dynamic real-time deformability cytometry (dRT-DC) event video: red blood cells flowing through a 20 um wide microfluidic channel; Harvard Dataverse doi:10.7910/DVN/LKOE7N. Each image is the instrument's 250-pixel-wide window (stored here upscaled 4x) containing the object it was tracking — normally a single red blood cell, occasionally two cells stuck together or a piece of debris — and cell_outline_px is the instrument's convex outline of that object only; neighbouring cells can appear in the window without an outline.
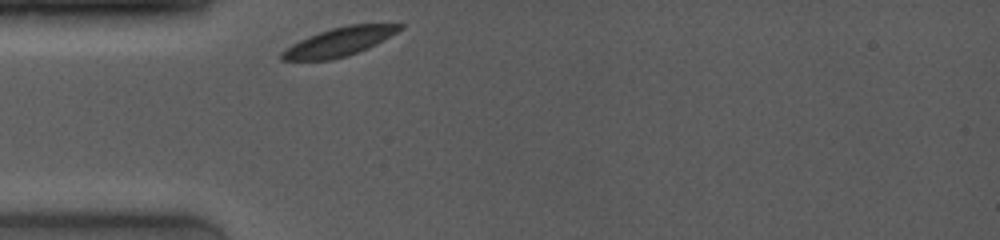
{"species": "common noctule bat (a hibernating species)", "species_latin": "Nyctalus noctula", "temperature_condition": "room temperature", "stored_images_in_passage": 29, "camera_frame_rate_fps": 4000, "um_per_image_px": 0.085, "animal": {"sex": "female", "body_mass_g": 19.0, "forearm_length_mm": 53.3}, "frame": {"image": 1, "passage_image": 1, "time_ms": 0.0, "image_size_px": [1000, 240], "cell_outline_px": [[404, 28], [376, 44], [368, 48], [348, 56], [328, 60], [280, 60], [280, 52], [292, 44], [308, 36], [332, 28], [348, 24], [404, 24]], "centroid_in_image_um": [28.83, 3.56], "position_along_channel_um": 56.2, "area_um2": 19.59}}
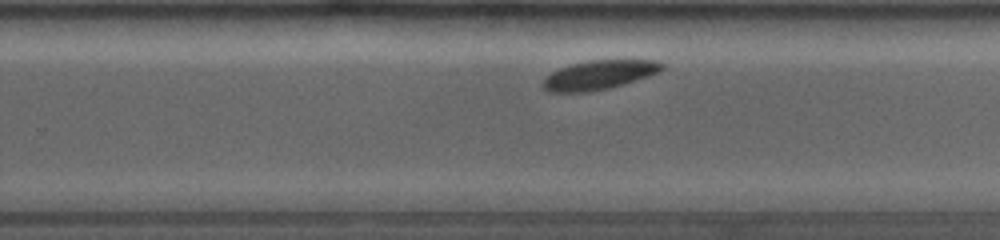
{"frame": {"image": 2, "passage_image": 18, "time_ms": 6.0, "image_size_px": [1000, 240], "cell_outline_px": [[664, 68], [660, 72], [648, 76], [608, 88], [588, 92], [548, 92], [540, 84], [540, 80], [552, 72], [560, 68], [572, 64], [588, 60], [656, 60], [664, 64]], "centroid_in_image_um": [50.88, 6.37], "position_along_channel_um": 278.9, "area_um2": 20.23}}
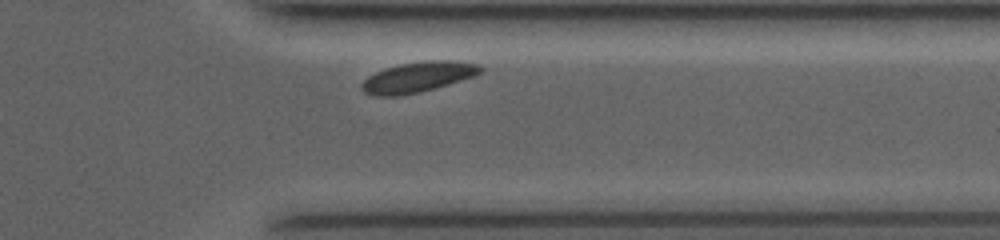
{"frame": {"image": 3, "passage_image": 27, "time_ms": 8.5, "image_size_px": [1000, 240], "cell_outline_px": [[484, 68], [480, 72], [472, 76], [460, 80], [432, 88], [400, 96], [372, 96], [364, 92], [360, 88], [360, 84], [368, 76], [384, 68], [400, 64], [424, 60], [456, 60], [480, 64]], "centroid_in_image_um": [35.48, 6.53], "position_along_channel_um": 375.9, "area_um2": 20.92}, "authors_computed_cell_mechanics": {"area_um2": 20.808, "velocity_mm_per_s": 3.8273, "shape_relaxation_time_tau1_ms": 0.826, "shape_relaxation_time_tau2_ms": null, "deformation_change_tau1": 0.0579, "deformation_change_tau2": null}}